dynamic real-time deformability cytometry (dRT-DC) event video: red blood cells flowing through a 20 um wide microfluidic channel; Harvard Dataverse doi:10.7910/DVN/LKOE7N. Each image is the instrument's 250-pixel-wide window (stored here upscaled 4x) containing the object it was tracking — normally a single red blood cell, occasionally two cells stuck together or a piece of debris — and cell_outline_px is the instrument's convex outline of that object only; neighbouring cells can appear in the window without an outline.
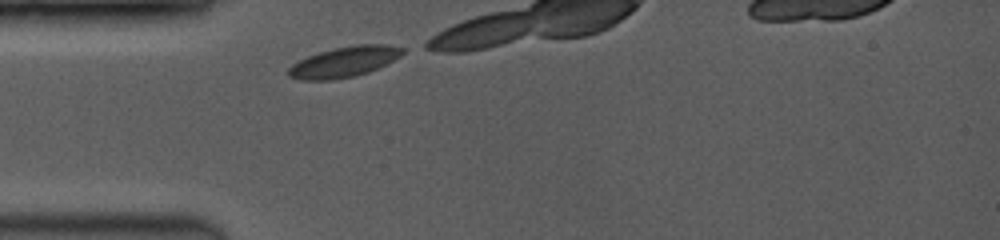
{"species": "common noctule bat (a hibernating species)", "species_latin": "Nyctalus noctula", "temperature_condition": "room temperature", "stored_images_in_passage": 5, "camera_frame_rate_fps": 3500, "um_per_image_px": 0.085, "animal": {"sex": "female", "body_mass_g": 19.0, "forearm_length_mm": 53.3}, "frame": {"image": 1, "passage_image": 1, "time_ms": 0.0, "image_size_px": [1000, 240], "cell_outline_px": [[408, 48], [400, 56], [368, 72], [352, 76], [332, 80], [300, 80], [288, 76], [288, 68], [292, 64], [308, 56], [320, 52], [336, 48], [356, 44], [388, 44]], "centroid_in_image_um": [29.26, 5.25], "position_along_channel_um": 55.7, "area_um2": 20.11}}